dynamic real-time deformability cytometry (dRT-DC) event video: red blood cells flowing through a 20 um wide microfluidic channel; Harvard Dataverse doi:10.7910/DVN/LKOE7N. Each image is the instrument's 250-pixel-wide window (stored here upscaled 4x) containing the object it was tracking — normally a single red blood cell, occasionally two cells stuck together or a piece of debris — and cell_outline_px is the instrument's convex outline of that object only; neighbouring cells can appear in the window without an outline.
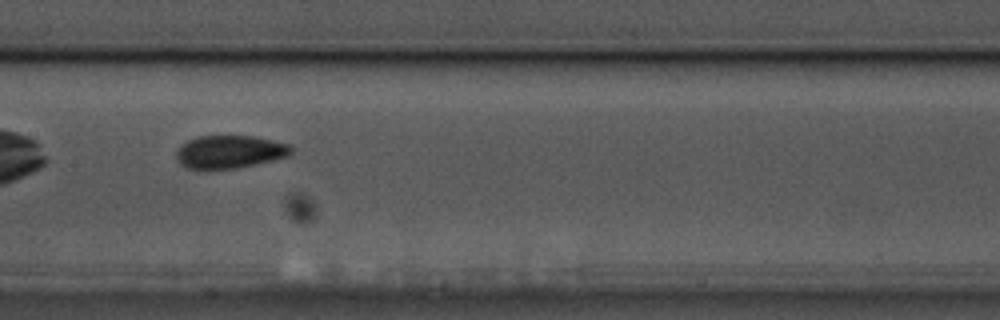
{"species": "common noctule bat (a hibernating species)", "species_latin": "Nyctalus noctula", "temperature_condition": "cold", "stored_images_in_passage": 23, "camera_frame_rate_fps": 3000, "um_per_image_px": 0.085, "animal": {"sex": "male", "body_mass_g": 17.5, "forearm_length_mm": 52.3}, "frame": {"image": 1, "passage_image": 11, "time_ms": 3.333, "image_size_px": [1000, 320], "cell_outline_px": [[292, 152], [288, 156], [240, 168], [208, 172], [204, 172], [188, 168], [180, 164], [176, 160], [176, 152], [180, 144], [196, 136], [252, 136], [272, 140], [288, 144], [292, 148]], "centroid_in_image_um": [19.44, 12.95], "position_along_channel_um": 188.0, "area_um2": 22.77}}